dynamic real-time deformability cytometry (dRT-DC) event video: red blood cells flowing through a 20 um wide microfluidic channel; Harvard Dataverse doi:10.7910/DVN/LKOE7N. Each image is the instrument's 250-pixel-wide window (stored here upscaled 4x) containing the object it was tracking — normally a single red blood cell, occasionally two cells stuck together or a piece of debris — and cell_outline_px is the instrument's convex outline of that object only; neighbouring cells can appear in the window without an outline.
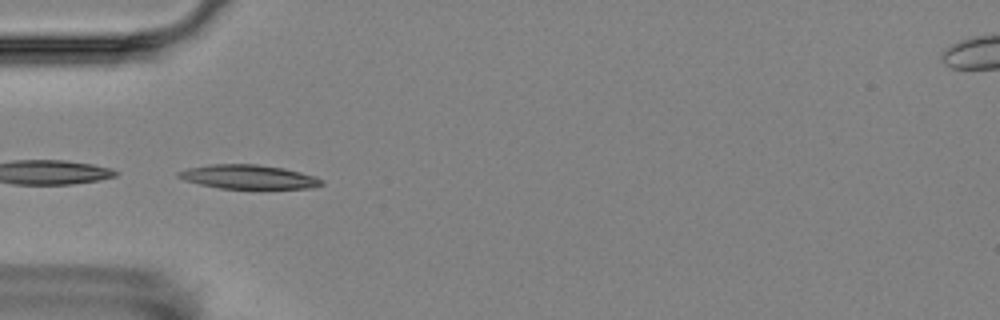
{"species": "Egyptian fruit bat (a non-hibernating species)", "species_latin": "Rousettus aegyptiacus", "temperature_condition": "room temperature", "stored_images_in_passage": 5, "camera_frame_rate_fps": 3000, "um_per_image_px": 0.085, "animal": {"sex": "female"}, "frame": {"image": 1, "passage_image": 4, "time_ms": 4.333, "image_size_px": [1000, 320], "cell_outline_px": [[324, 184], [312, 188], [220, 188], [200, 184], [184, 180], [176, 176], [176, 172], [188, 168], [212, 164], [256, 164], [284, 168], [316, 176], [324, 180]], "centroid_in_image_um": [21.13, 15.03], "position_along_channel_um": 63.9, "area_um2": 20.0}}